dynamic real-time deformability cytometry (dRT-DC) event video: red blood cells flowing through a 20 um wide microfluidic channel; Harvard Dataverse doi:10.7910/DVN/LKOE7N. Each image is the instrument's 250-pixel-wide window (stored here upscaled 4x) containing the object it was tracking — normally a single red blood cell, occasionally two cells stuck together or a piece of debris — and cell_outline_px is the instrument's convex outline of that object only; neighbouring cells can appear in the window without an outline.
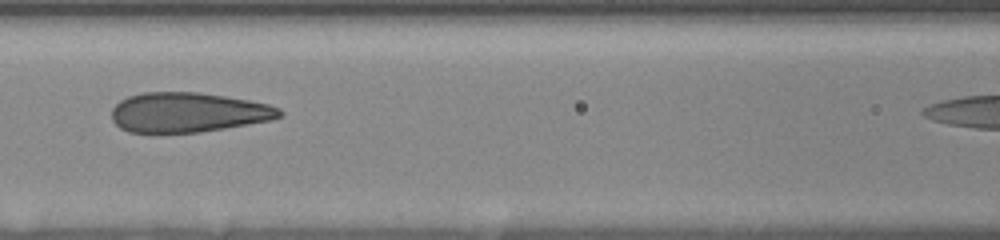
{"species": "human", "species_latin": "Homo sapiens", "temperature_condition": "room temperature", "stored_images_in_passage": 17, "camera_frame_rate_fps": 3000, "um_per_image_px": 0.085, "donor": {"sex": "female"}, "frame": {"image": 1, "passage_image": 5, "time_ms": 4.667, "image_size_px": [1000, 240], "cell_outline_px": [[284, 116], [272, 120], [200, 132], [128, 132], [120, 128], [112, 120], [112, 108], [120, 100], [128, 96], [144, 92], [200, 92], [248, 100], [268, 104], [280, 108], [284, 112]], "centroid_in_image_um": [16.0, 9.55], "position_along_channel_um": 150.6, "area_um2": 38.96}}
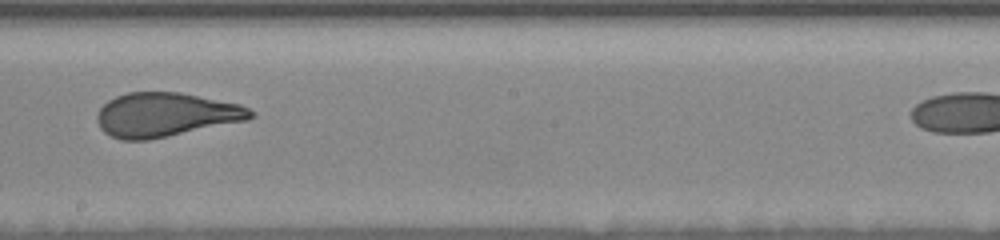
{"frame": {"image": 2, "passage_image": 7, "time_ms": 7.0, "image_size_px": [1000, 240], "cell_outline_px": [[256, 116], [248, 120], [148, 140], [120, 140], [104, 132], [100, 128], [96, 120], [96, 116], [100, 108], [108, 100], [116, 96], [128, 92], [180, 92], [240, 104], [256, 112]], "centroid_in_image_um": [14.08, 9.75], "position_along_channel_um": 234.1, "area_um2": 39.54}}
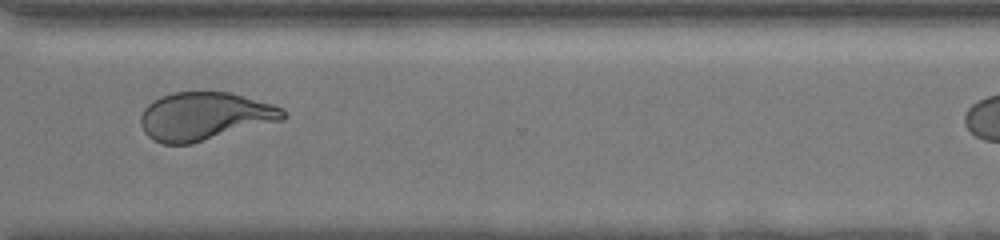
{"frame": {"image": 3, "passage_image": 12, "time_ms": 10.333, "image_size_px": [1000, 240], "cell_outline_px": [[288, 116], [284, 120], [192, 144], [164, 144], [148, 136], [144, 132], [140, 124], [140, 116], [144, 108], [152, 100], [160, 96], [172, 92], [228, 92], [272, 104], [284, 108]], "centroid_in_image_um": [17.4, 9.88], "position_along_channel_um": 353.2, "area_um2": 40.17}}